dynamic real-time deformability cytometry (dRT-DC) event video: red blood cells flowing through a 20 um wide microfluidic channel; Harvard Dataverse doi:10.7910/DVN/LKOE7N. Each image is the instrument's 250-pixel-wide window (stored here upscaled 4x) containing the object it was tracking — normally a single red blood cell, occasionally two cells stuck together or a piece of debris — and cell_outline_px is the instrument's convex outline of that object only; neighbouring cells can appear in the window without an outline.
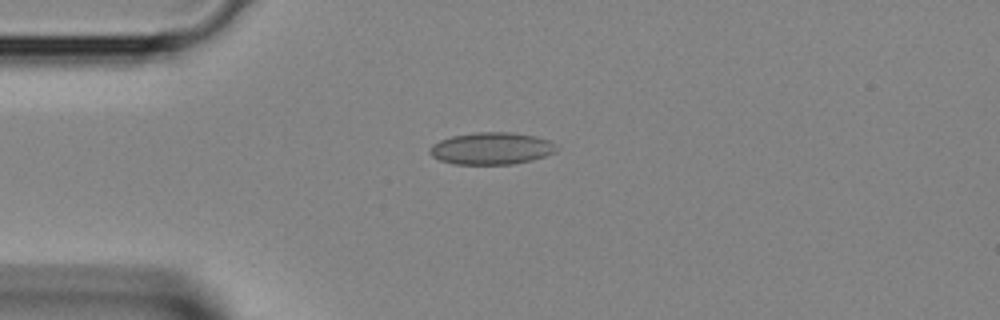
{"species": "Egyptian fruit bat (a non-hibernating species)", "species_latin": "Rousettus aegyptiacus", "temperature_condition": "room temperature", "stored_images_in_passage": 3, "camera_frame_rate_fps": 3000, "um_per_image_px": 0.085, "animal": {"sex": "female"}, "frame": {"image": 1, "passage_image": 2, "time_ms": 0.333, "image_size_px": [1000, 320], "cell_outline_px": [[556, 152], [532, 160], [512, 164], [452, 164], [440, 160], [432, 156], [428, 152], [428, 148], [432, 144], [440, 140], [452, 136], [472, 132], [512, 132], [536, 136], [548, 140], [556, 148]], "centroid_in_image_um": [41.72, 12.61], "position_along_channel_um": 43.3, "area_um2": 23.76}}